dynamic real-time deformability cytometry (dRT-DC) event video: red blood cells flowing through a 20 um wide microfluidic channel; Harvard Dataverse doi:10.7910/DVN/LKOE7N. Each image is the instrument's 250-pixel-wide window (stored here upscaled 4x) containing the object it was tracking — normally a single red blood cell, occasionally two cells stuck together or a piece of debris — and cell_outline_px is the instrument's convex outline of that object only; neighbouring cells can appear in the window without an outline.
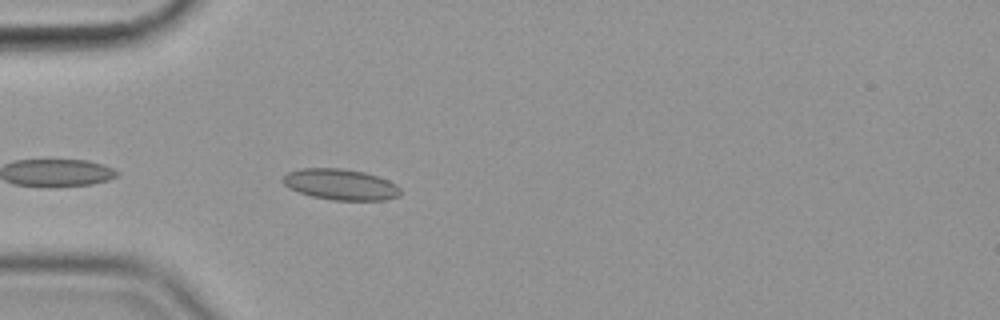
{"species": "common noctule bat (a hibernating species)", "species_latin": "Nyctalus noctula", "temperature_condition": "cold", "stored_images_in_passage": 14, "camera_frame_rate_fps": 3000, "um_per_image_px": 0.085, "animal": {"sex": "female", "body_mass_g": 19.9}, "frame": {"image": 1, "passage_image": 3, "time_ms": 0.667, "image_size_px": [1000, 320], "cell_outline_px": [[400, 196], [384, 200], [332, 200], [312, 196], [288, 188], [280, 180], [288, 172], [300, 168], [340, 168], [364, 172], [388, 180], [396, 184], [400, 188]], "centroid_in_image_um": [28.93, 15.68], "position_along_channel_um": 56.1, "area_um2": 21.21}}
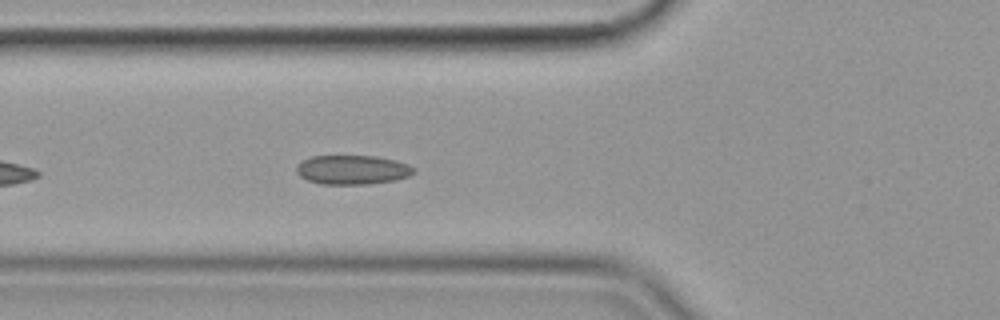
{"frame": {"image": 2, "passage_image": 7, "time_ms": 2.0, "image_size_px": [1000, 320], "cell_outline_px": [[416, 172], [408, 176], [396, 180], [368, 184], [320, 184], [308, 180], [300, 176], [296, 172], [296, 168], [304, 160], [312, 156], [376, 156], [396, 160], [408, 164], [416, 168]], "centroid_in_image_um": [30.0, 14.43], "position_along_channel_um": 95.8, "area_um2": 20.0}}
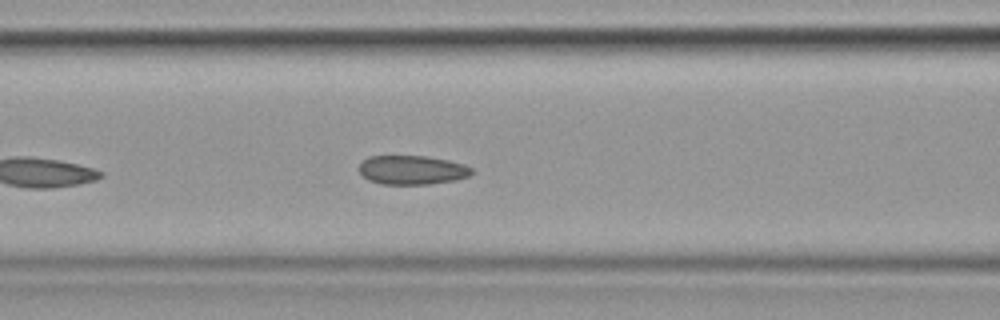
{"frame": {"image": 3, "passage_image": 10, "time_ms": 3.0, "image_size_px": [1000, 320], "cell_outline_px": [[472, 172], [468, 176], [456, 180], [428, 184], [380, 184], [368, 180], [356, 168], [368, 156], [428, 156], [448, 160], [464, 164], [472, 168]], "centroid_in_image_um": [35.0, 14.44], "position_along_channel_um": 131.6, "area_um2": 19.13}}